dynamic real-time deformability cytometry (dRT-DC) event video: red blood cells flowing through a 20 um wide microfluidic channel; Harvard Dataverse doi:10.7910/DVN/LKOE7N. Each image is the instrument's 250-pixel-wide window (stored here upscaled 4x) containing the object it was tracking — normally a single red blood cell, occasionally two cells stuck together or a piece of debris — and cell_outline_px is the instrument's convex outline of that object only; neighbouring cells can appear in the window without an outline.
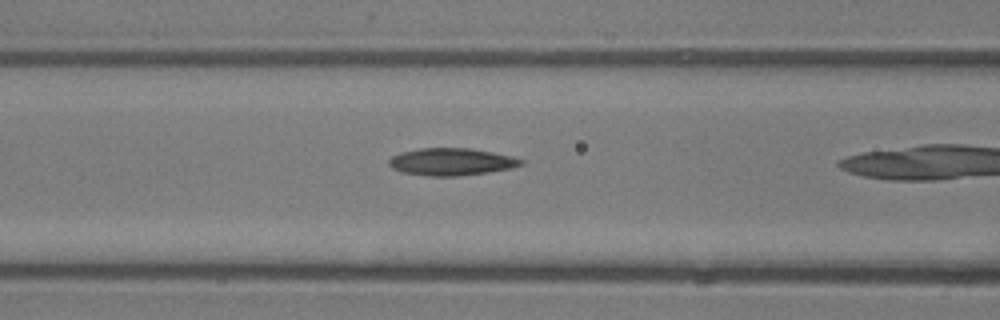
{"species": "common noctule bat (a hibernating species)", "species_latin": "Nyctalus noctula", "temperature_condition": "room temperature", "stored_images_in_passage": 4, "camera_frame_rate_fps": 3000, "um_per_image_px": 0.085, "animal": {"sex": "male", "body_mass_g": 13.3}, "frame": {"image": 1, "passage_image": 4, "time_ms": 3.333, "image_size_px": [1000, 320], "cell_outline_px": [[524, 164], [512, 168], [488, 172], [460, 176], [432, 176], [400, 172], [392, 168], [388, 164], [388, 160], [392, 156], [400, 152], [420, 148], [468, 148], [492, 152], [512, 156], [524, 160]], "centroid_in_image_um": [38.36, 13.75], "position_along_channel_um": 128.2, "area_um2": 21.1}}